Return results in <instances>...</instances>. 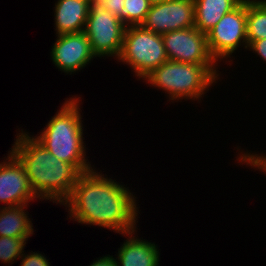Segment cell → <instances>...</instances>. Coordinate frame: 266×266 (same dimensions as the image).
<instances>
[{
	"instance_id": "cell-1",
	"label": "cell",
	"mask_w": 266,
	"mask_h": 266,
	"mask_svg": "<svg viewBox=\"0 0 266 266\" xmlns=\"http://www.w3.org/2000/svg\"><path fill=\"white\" fill-rule=\"evenodd\" d=\"M95 169L79 175L70 196L61 204L68 208L70 220L119 234L137 230L140 207L135 194L123 182Z\"/></svg>"
},
{
	"instance_id": "cell-2",
	"label": "cell",
	"mask_w": 266,
	"mask_h": 266,
	"mask_svg": "<svg viewBox=\"0 0 266 266\" xmlns=\"http://www.w3.org/2000/svg\"><path fill=\"white\" fill-rule=\"evenodd\" d=\"M15 136L10 151L24 166L37 199L61 205L81 173L72 164L57 159L29 132L22 129Z\"/></svg>"
},
{
	"instance_id": "cell-3",
	"label": "cell",
	"mask_w": 266,
	"mask_h": 266,
	"mask_svg": "<svg viewBox=\"0 0 266 266\" xmlns=\"http://www.w3.org/2000/svg\"><path fill=\"white\" fill-rule=\"evenodd\" d=\"M80 97L67 98L39 136L33 137L57 159L72 164L82 173L92 169L94 165L92 166L86 157Z\"/></svg>"
},
{
	"instance_id": "cell-4",
	"label": "cell",
	"mask_w": 266,
	"mask_h": 266,
	"mask_svg": "<svg viewBox=\"0 0 266 266\" xmlns=\"http://www.w3.org/2000/svg\"><path fill=\"white\" fill-rule=\"evenodd\" d=\"M220 65H200L166 61L153 69L143 81L156 89H162L168 101L194 100L201 102L210 87L220 80ZM203 96V97H202ZM200 99V100H199Z\"/></svg>"
},
{
	"instance_id": "cell-5",
	"label": "cell",
	"mask_w": 266,
	"mask_h": 266,
	"mask_svg": "<svg viewBox=\"0 0 266 266\" xmlns=\"http://www.w3.org/2000/svg\"><path fill=\"white\" fill-rule=\"evenodd\" d=\"M128 65L138 80L168 61L162 35L139 26L125 28L121 53L117 59Z\"/></svg>"
},
{
	"instance_id": "cell-6",
	"label": "cell",
	"mask_w": 266,
	"mask_h": 266,
	"mask_svg": "<svg viewBox=\"0 0 266 266\" xmlns=\"http://www.w3.org/2000/svg\"><path fill=\"white\" fill-rule=\"evenodd\" d=\"M125 28L119 18L107 11L100 1L90 3L84 33L96 58L106 56L118 59Z\"/></svg>"
},
{
	"instance_id": "cell-7",
	"label": "cell",
	"mask_w": 266,
	"mask_h": 266,
	"mask_svg": "<svg viewBox=\"0 0 266 266\" xmlns=\"http://www.w3.org/2000/svg\"><path fill=\"white\" fill-rule=\"evenodd\" d=\"M246 18L247 0H243L206 33L208 49L217 63L220 64L223 59L233 62L228 58H231L240 46L247 50Z\"/></svg>"
},
{
	"instance_id": "cell-8",
	"label": "cell",
	"mask_w": 266,
	"mask_h": 266,
	"mask_svg": "<svg viewBox=\"0 0 266 266\" xmlns=\"http://www.w3.org/2000/svg\"><path fill=\"white\" fill-rule=\"evenodd\" d=\"M162 38L169 61L218 65L208 49L207 35L196 27L170 31Z\"/></svg>"
},
{
	"instance_id": "cell-9",
	"label": "cell",
	"mask_w": 266,
	"mask_h": 266,
	"mask_svg": "<svg viewBox=\"0 0 266 266\" xmlns=\"http://www.w3.org/2000/svg\"><path fill=\"white\" fill-rule=\"evenodd\" d=\"M195 25L194 0H167L152 4L141 26L156 34L188 29Z\"/></svg>"
},
{
	"instance_id": "cell-10",
	"label": "cell",
	"mask_w": 266,
	"mask_h": 266,
	"mask_svg": "<svg viewBox=\"0 0 266 266\" xmlns=\"http://www.w3.org/2000/svg\"><path fill=\"white\" fill-rule=\"evenodd\" d=\"M6 155L0 162V203L4 205L0 207L29 205L38 200L22 163L11 151Z\"/></svg>"
},
{
	"instance_id": "cell-11",
	"label": "cell",
	"mask_w": 266,
	"mask_h": 266,
	"mask_svg": "<svg viewBox=\"0 0 266 266\" xmlns=\"http://www.w3.org/2000/svg\"><path fill=\"white\" fill-rule=\"evenodd\" d=\"M56 37L50 52L51 60L66 75L80 71L96 57L84 31Z\"/></svg>"
},
{
	"instance_id": "cell-12",
	"label": "cell",
	"mask_w": 266,
	"mask_h": 266,
	"mask_svg": "<svg viewBox=\"0 0 266 266\" xmlns=\"http://www.w3.org/2000/svg\"><path fill=\"white\" fill-rule=\"evenodd\" d=\"M136 232L134 230L121 234L128 238L118 249L117 255L115 254L117 266H159L158 246L155 242L139 238Z\"/></svg>"
},
{
	"instance_id": "cell-13",
	"label": "cell",
	"mask_w": 266,
	"mask_h": 266,
	"mask_svg": "<svg viewBox=\"0 0 266 266\" xmlns=\"http://www.w3.org/2000/svg\"><path fill=\"white\" fill-rule=\"evenodd\" d=\"M89 9L87 0H57L53 10L55 35L84 31Z\"/></svg>"
},
{
	"instance_id": "cell-14",
	"label": "cell",
	"mask_w": 266,
	"mask_h": 266,
	"mask_svg": "<svg viewBox=\"0 0 266 266\" xmlns=\"http://www.w3.org/2000/svg\"><path fill=\"white\" fill-rule=\"evenodd\" d=\"M243 0H194L195 25L205 34Z\"/></svg>"
},
{
	"instance_id": "cell-15",
	"label": "cell",
	"mask_w": 266,
	"mask_h": 266,
	"mask_svg": "<svg viewBox=\"0 0 266 266\" xmlns=\"http://www.w3.org/2000/svg\"><path fill=\"white\" fill-rule=\"evenodd\" d=\"M28 205L0 207V236L24 238L26 241L35 230L27 211ZM26 208V209H25ZM27 211V212H26ZM28 213V214H27Z\"/></svg>"
},
{
	"instance_id": "cell-16",
	"label": "cell",
	"mask_w": 266,
	"mask_h": 266,
	"mask_svg": "<svg viewBox=\"0 0 266 266\" xmlns=\"http://www.w3.org/2000/svg\"><path fill=\"white\" fill-rule=\"evenodd\" d=\"M246 27L248 45L266 39V5L247 0Z\"/></svg>"
},
{
	"instance_id": "cell-17",
	"label": "cell",
	"mask_w": 266,
	"mask_h": 266,
	"mask_svg": "<svg viewBox=\"0 0 266 266\" xmlns=\"http://www.w3.org/2000/svg\"><path fill=\"white\" fill-rule=\"evenodd\" d=\"M149 0H125L121 11V22L126 26H139L150 10Z\"/></svg>"
},
{
	"instance_id": "cell-18",
	"label": "cell",
	"mask_w": 266,
	"mask_h": 266,
	"mask_svg": "<svg viewBox=\"0 0 266 266\" xmlns=\"http://www.w3.org/2000/svg\"><path fill=\"white\" fill-rule=\"evenodd\" d=\"M24 238L0 236V261L12 265L14 261L20 259L26 246Z\"/></svg>"
},
{
	"instance_id": "cell-19",
	"label": "cell",
	"mask_w": 266,
	"mask_h": 266,
	"mask_svg": "<svg viewBox=\"0 0 266 266\" xmlns=\"http://www.w3.org/2000/svg\"><path fill=\"white\" fill-rule=\"evenodd\" d=\"M250 152L242 150L236 157L237 161H240V164L245 163L246 165H249V167L259 170L260 172L262 171L266 175V155L260 153L257 154V152L253 153L252 151Z\"/></svg>"
},
{
	"instance_id": "cell-20",
	"label": "cell",
	"mask_w": 266,
	"mask_h": 266,
	"mask_svg": "<svg viewBox=\"0 0 266 266\" xmlns=\"http://www.w3.org/2000/svg\"><path fill=\"white\" fill-rule=\"evenodd\" d=\"M20 266H50V262L43 254L40 252H29L28 254L23 253L20 257Z\"/></svg>"
},
{
	"instance_id": "cell-21",
	"label": "cell",
	"mask_w": 266,
	"mask_h": 266,
	"mask_svg": "<svg viewBox=\"0 0 266 266\" xmlns=\"http://www.w3.org/2000/svg\"><path fill=\"white\" fill-rule=\"evenodd\" d=\"M125 0H102L101 3L107 11H109L113 16H116L121 21V11L124 7Z\"/></svg>"
},
{
	"instance_id": "cell-22",
	"label": "cell",
	"mask_w": 266,
	"mask_h": 266,
	"mask_svg": "<svg viewBox=\"0 0 266 266\" xmlns=\"http://www.w3.org/2000/svg\"><path fill=\"white\" fill-rule=\"evenodd\" d=\"M248 51H253L256 56H259L263 62H266V39L252 41L248 45ZM258 54V55H257Z\"/></svg>"
},
{
	"instance_id": "cell-23",
	"label": "cell",
	"mask_w": 266,
	"mask_h": 266,
	"mask_svg": "<svg viewBox=\"0 0 266 266\" xmlns=\"http://www.w3.org/2000/svg\"><path fill=\"white\" fill-rule=\"evenodd\" d=\"M88 266H117V263L115 261V258L113 255H105L101 258L99 257L97 260H94L90 265Z\"/></svg>"
},
{
	"instance_id": "cell-24",
	"label": "cell",
	"mask_w": 266,
	"mask_h": 266,
	"mask_svg": "<svg viewBox=\"0 0 266 266\" xmlns=\"http://www.w3.org/2000/svg\"><path fill=\"white\" fill-rule=\"evenodd\" d=\"M249 1H252V2H255V3H258V4L266 5V0H249Z\"/></svg>"
},
{
	"instance_id": "cell-25",
	"label": "cell",
	"mask_w": 266,
	"mask_h": 266,
	"mask_svg": "<svg viewBox=\"0 0 266 266\" xmlns=\"http://www.w3.org/2000/svg\"><path fill=\"white\" fill-rule=\"evenodd\" d=\"M151 4H156V3H161V2H165L167 0H149Z\"/></svg>"
},
{
	"instance_id": "cell-26",
	"label": "cell",
	"mask_w": 266,
	"mask_h": 266,
	"mask_svg": "<svg viewBox=\"0 0 266 266\" xmlns=\"http://www.w3.org/2000/svg\"><path fill=\"white\" fill-rule=\"evenodd\" d=\"M89 3H91V2H101L102 0H87Z\"/></svg>"
}]
</instances>
